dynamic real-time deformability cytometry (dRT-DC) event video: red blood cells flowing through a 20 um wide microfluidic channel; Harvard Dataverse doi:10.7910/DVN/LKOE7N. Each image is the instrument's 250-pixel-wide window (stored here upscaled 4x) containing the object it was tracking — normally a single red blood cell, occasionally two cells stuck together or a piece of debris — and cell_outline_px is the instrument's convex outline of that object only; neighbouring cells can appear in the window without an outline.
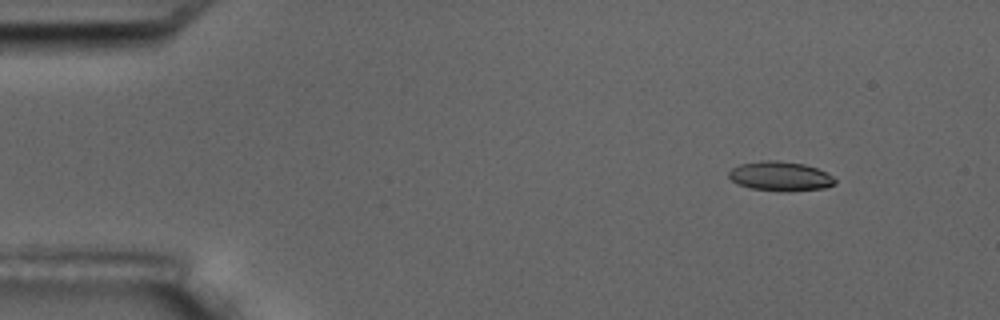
{"species": "common noctule bat (a hibernating species)", "species_latin": "Nyctalus noctula", "temperature_condition": "room temperature", "stored_images_in_passage": 6, "segment_of_instrument_passage": [1, 2], "camera_frame_rate_fps": 3000, "um_per_image_px": 0.085, "animal": {"sex": "male", "body_mass_g": 17.5, "forearm_length_mm": 52.3}, "frame": {"image": 1, "passage_image": 2, "time_ms": 1.0, "image_size_px": [1000, 320], "cell_outline_px": [[836, 184], [824, 188], [752, 188], [740, 184], [732, 180], [728, 176], [728, 172], [732, 168], [740, 164], [760, 160], [776, 160], [804, 164], [816, 168], [832, 176], [836, 180]], "centroid_in_image_um": [66.29, 14.91], "position_along_channel_um": 18.7, "area_um2": 17.11}}
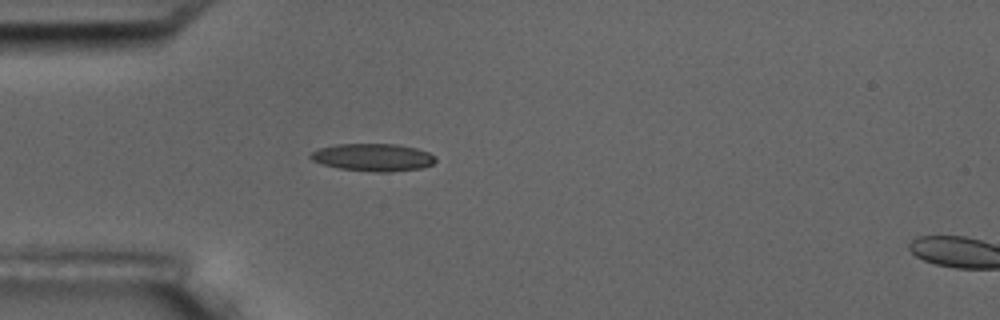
{"frame": {"image": 2, "passage_image": 5, "time_ms": 4.333, "image_size_px": [1000, 320], "cell_outline_px": [[436, 160], [432, 164], [420, 168], [392, 172], [376, 172], [340, 168], [320, 164], [312, 160], [308, 156], [316, 148], [336, 144], [400, 144], [416, 148], [428, 152], [436, 156]], "centroid_in_image_um": [31.69, 13.36], "position_along_channel_um": 53.3, "area_um2": 20.23}}